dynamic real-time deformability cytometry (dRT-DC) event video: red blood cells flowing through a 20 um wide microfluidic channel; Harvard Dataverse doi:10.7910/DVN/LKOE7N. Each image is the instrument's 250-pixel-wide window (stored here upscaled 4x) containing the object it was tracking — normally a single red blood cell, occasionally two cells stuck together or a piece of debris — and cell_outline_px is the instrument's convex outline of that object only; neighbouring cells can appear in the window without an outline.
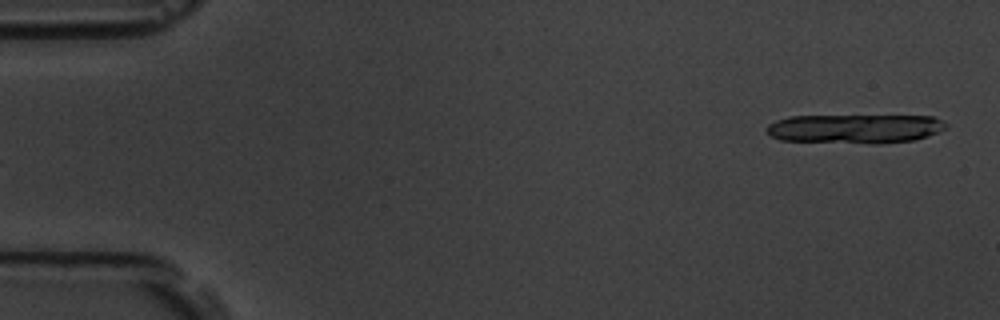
{"species": "common noctule bat (a hibernating species)", "species_latin": "Nyctalus noctula", "temperature_condition": "room temperature", "stored_images_in_passage": 4, "segment_of_instrument_passage": [2, 2], "camera_frame_rate_fps": 3000, "um_per_image_px": 0.085, "animal": {"sex": "male", "body_mass_g": 19.5, "forearm_length_mm": 54.6}, "frame": {"image": 1, "passage_image": 4, "time_ms": 4.333, "image_size_px": [1000, 320], "cell_outline_px": [[948, 124], [944, 128], [928, 136], [916, 140], [880, 144], [868, 144], [780, 140], [772, 136], [764, 128], [768, 124], [776, 120], [788, 116], [932, 116], [944, 120]], "centroid_in_image_um": [72.67, 10.94], "position_along_channel_um": 12.3, "area_um2": 30.81}}